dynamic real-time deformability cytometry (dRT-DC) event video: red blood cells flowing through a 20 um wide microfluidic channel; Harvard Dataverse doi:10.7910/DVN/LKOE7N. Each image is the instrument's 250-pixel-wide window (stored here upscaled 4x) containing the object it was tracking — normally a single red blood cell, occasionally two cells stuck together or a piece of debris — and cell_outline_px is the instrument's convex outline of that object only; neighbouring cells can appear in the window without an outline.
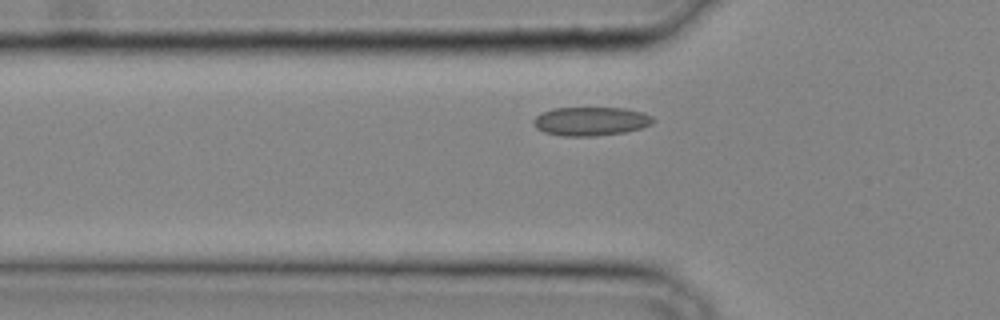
{"species": "common noctule bat (a hibernating species)", "species_latin": "Nyctalus noctula", "temperature_condition": "cold", "stored_images_in_passage": 25, "camera_frame_rate_fps": 3000, "um_per_image_px": 0.085, "animal": {"sex": "male", "body_mass_g": 20.4}, "frame": {"image": 1, "passage_image": 6, "time_ms": 1.667, "image_size_px": [1000, 320], "cell_outline_px": [[656, 120], [652, 124], [640, 128], [624, 132], [596, 136], [560, 136], [544, 132], [536, 128], [532, 124], [532, 120], [540, 112], [552, 108], [624, 108], [644, 112], [652, 116]], "centroid_in_image_um": [50.19, 10.3], "position_along_channel_um": 75.6, "area_um2": 20.29}}
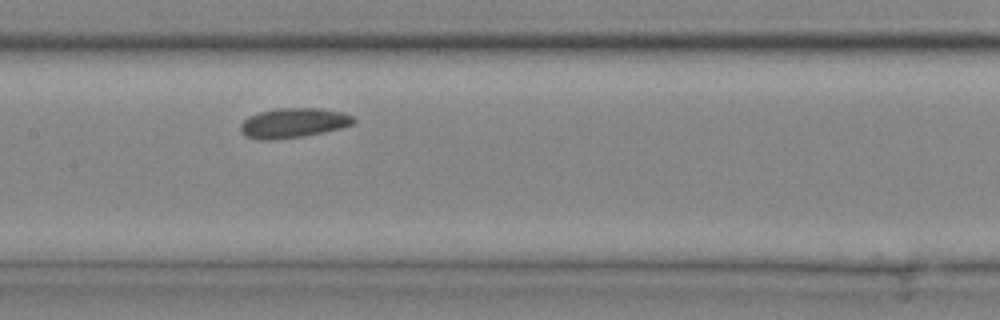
{"frame": {"image": 2, "passage_image": 12, "time_ms": 3.667, "image_size_px": [1000, 320], "cell_outline_px": [[356, 124], [324, 132], [304, 136], [272, 140], [260, 140], [244, 136], [240, 132], [240, 124], [248, 116], [260, 112], [276, 108], [320, 108], [344, 112], [352, 116], [356, 120]], "centroid_in_image_um": [24.94, 10.45], "position_along_channel_um": 182.5, "area_um2": 19.88}}
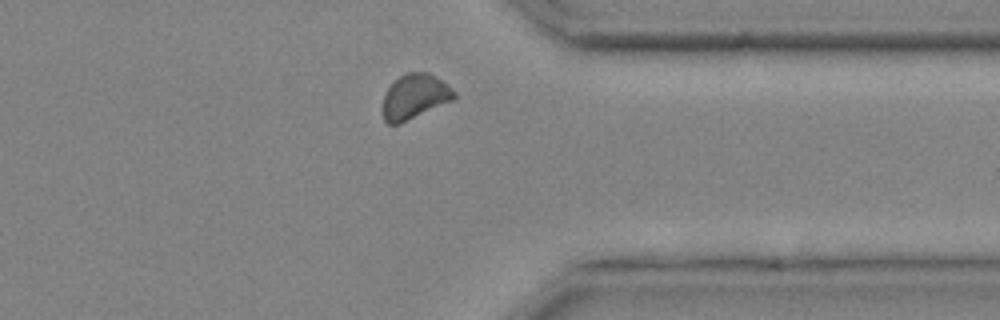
{"frame": {"image": 3, "passage_image": 23, "time_ms": 7.333, "image_size_px": [1000, 320], "cell_outline_px": [[456, 100], [400, 124], [388, 124], [384, 120], [384, 96], [388, 88], [400, 76], [408, 72], [428, 72], [436, 76], [448, 84], [456, 92]], "centroid_in_image_um": [35.32, 8.22], "position_along_channel_um": 376.1, "area_um2": 18.84}}